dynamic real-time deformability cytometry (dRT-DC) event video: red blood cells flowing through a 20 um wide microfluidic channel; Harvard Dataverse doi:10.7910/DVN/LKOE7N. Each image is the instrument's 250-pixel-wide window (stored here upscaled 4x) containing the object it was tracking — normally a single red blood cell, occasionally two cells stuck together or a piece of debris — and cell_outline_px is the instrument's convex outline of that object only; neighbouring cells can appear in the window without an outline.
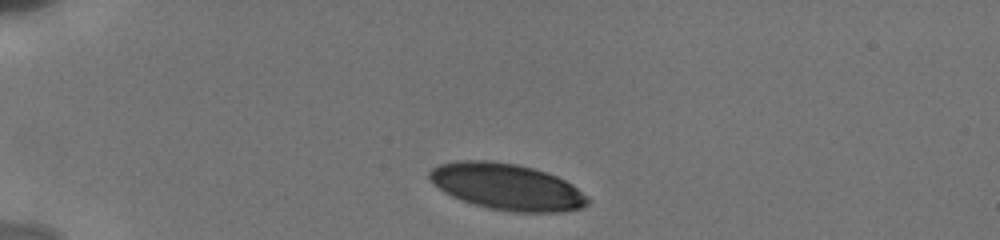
{"species": "human", "species_latin": "Homo sapiens", "temperature_condition": "cold", "stored_images_in_passage": 20, "camera_frame_rate_fps": 3000, "um_per_image_px": 0.085, "donor": {"sex": "male"}, "frame": {"image": 1, "passage_image": 1, "time_ms": 0.0, "image_size_px": [1000, 240], "cell_outline_px": [[588, 204], [584, 208], [560, 212], [512, 212], [488, 208], [452, 196], [444, 192], [428, 180], [428, 172], [432, 168], [440, 164], [456, 160], [488, 160], [516, 164], [532, 168], [556, 176], [572, 184], [588, 196]], "centroid_in_image_um": [43.07, 15.87], "position_along_channel_um": 41.9, "area_um2": 42.77}}
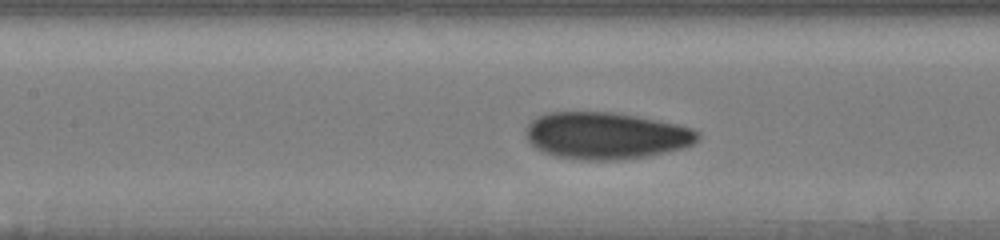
{"frame": {"image": 2, "passage_image": 15, "time_ms": 4.333, "image_size_px": [1000, 240], "cell_outline_px": [[700, 136], [692, 144], [684, 148], [648, 156], [620, 160], [580, 160], [552, 156], [536, 148], [528, 140], [528, 124], [536, 116], [548, 112], [612, 112], [636, 116], [676, 124], [692, 128], [700, 132]], "centroid_in_image_um": [51.51, 11.54], "position_along_channel_um": 155.9, "area_um2": 46.99}}
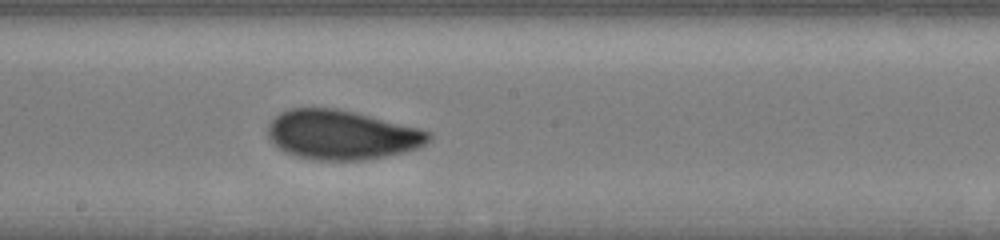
{"frame": {"image": 3, "passage_image": 20, "time_ms": 6.0, "image_size_px": [1000, 240], "cell_outline_px": [[432, 140], [416, 148], [384, 156], [364, 160], [316, 160], [296, 156], [284, 152], [268, 136], [268, 124], [280, 112], [292, 108], [336, 108], [356, 112], [420, 128], [432, 132]], "centroid_in_image_um": [29.06, 11.45], "position_along_channel_um": 219.1, "area_um2": 46.18}}